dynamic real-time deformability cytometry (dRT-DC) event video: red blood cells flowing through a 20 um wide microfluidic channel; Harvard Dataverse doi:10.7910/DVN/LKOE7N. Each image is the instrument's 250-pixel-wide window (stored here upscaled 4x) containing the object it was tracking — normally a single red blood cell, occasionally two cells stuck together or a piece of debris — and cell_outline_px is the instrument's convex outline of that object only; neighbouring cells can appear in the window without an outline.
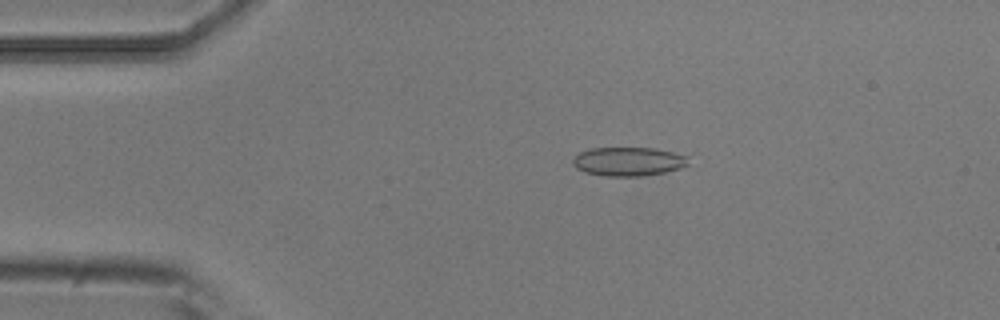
{"species": "common noctule bat (a hibernating species)", "species_latin": "Nyctalus noctula", "temperature_condition": "room temperature", "stored_images_in_passage": 5, "camera_frame_rate_fps": 3000, "um_per_image_px": 0.085, "animal": {"sex": "male", "body_mass_g": 20.5, "forearm_length_mm": 52.5}, "frame": {"image": 1, "passage_image": 3, "time_ms": 0.667, "image_size_px": [1000, 320], "cell_outline_px": [[688, 164], [680, 168], [664, 172], [644, 176], [604, 176], [584, 172], [576, 168], [572, 164], [572, 160], [580, 152], [592, 148], [656, 148], [688, 156]], "centroid_in_image_um": [53.4, 13.73], "position_along_channel_um": 31.6, "area_um2": 19.42}}
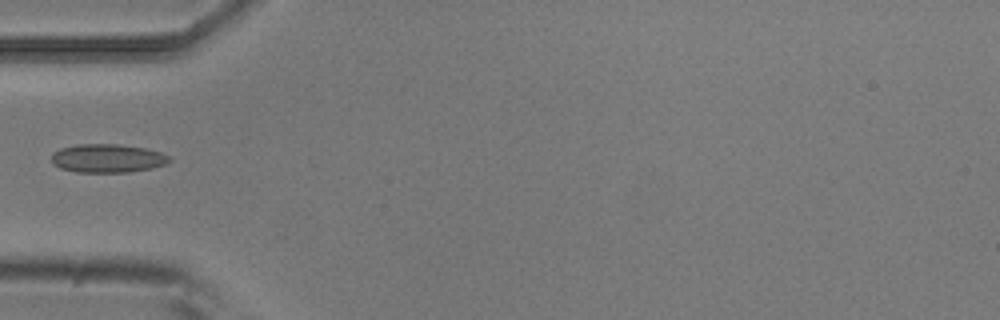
{"frame": {"image": 2, "passage_image": 5, "time_ms": 1.333, "image_size_px": [1000, 320], "cell_outline_px": [[172, 160], [164, 164], [152, 168], [128, 172], [76, 172], [60, 168], [52, 164], [52, 152], [60, 148], [76, 144], [120, 144], [144, 148], [160, 152], [168, 156]], "centroid_in_image_um": [9.1, 13.45], "position_along_channel_um": 75.9, "area_um2": 19.65}}